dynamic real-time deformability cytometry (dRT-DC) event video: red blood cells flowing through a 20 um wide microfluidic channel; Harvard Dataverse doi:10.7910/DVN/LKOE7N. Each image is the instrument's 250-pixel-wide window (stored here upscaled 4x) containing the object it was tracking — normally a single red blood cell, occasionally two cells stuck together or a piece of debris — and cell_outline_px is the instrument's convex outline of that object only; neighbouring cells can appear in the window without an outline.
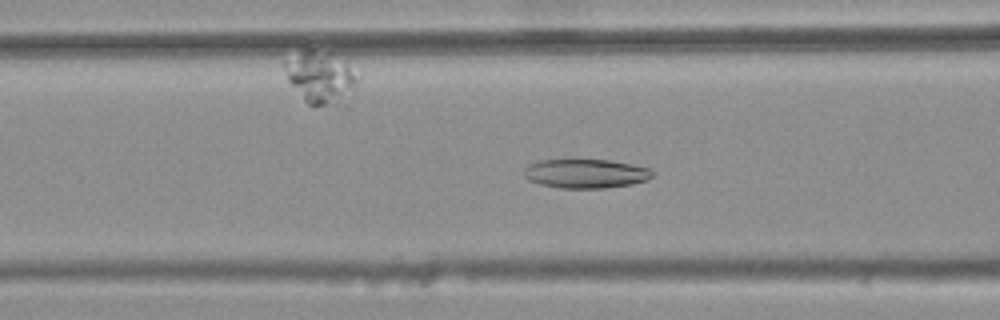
{"species": "common noctule bat (a hibernating species)", "species_latin": "Nyctalus noctula", "temperature_condition": "warm", "stored_images_in_passage": 46, "camera_frame_rate_fps": 3000, "um_per_image_px": 0.085, "animal": {"sex": "female", "body_mass_g": 25.1}, "frame": {"image": 1, "passage_image": 21, "time_ms": 6.667, "image_size_px": [1000, 320], "cell_outline_px": [[656, 172], [652, 176], [644, 180], [632, 184], [604, 188], [560, 188], [540, 184], [528, 180], [524, 176], [524, 168], [540, 160], [608, 160], [632, 164], [648, 168]], "centroid_in_image_um": [49.79, 14.76], "position_along_channel_um": 116.8, "area_um2": 21.62}}
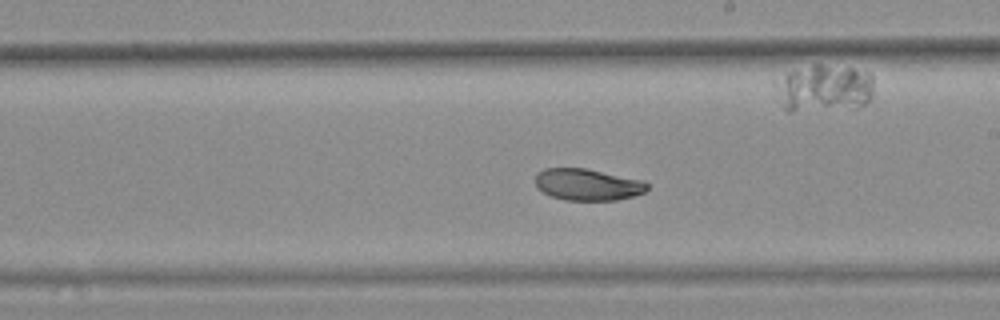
{"frame": {"image": 2, "passage_image": 31, "time_ms": 10.0, "image_size_px": [1000, 320], "cell_outline_px": [[648, 188], [644, 192], [632, 196], [616, 200], [564, 200], [548, 196], [536, 188], [536, 172], [544, 168], [584, 168], [644, 180], [648, 184]], "centroid_in_image_um": [49.9, 15.69], "position_along_channel_um": 239.1, "area_um2": 20.81}}
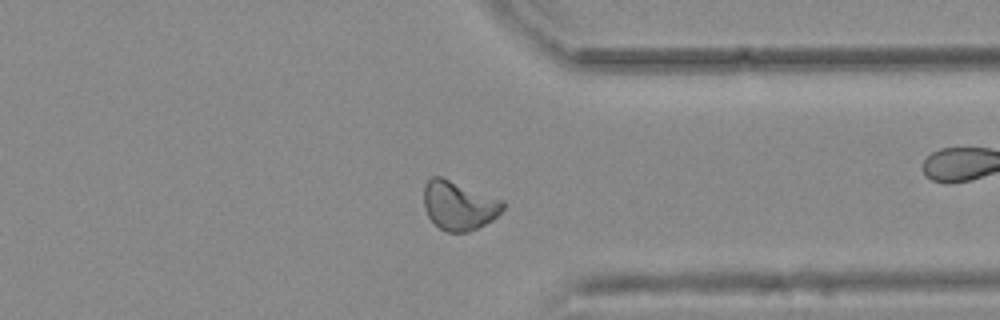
{"frame": {"image": 3, "passage_image": 42, "time_ms": 13.667, "image_size_px": [1000, 320], "cell_outline_px": [[504, 208], [492, 220], [468, 232], [444, 232], [428, 216], [424, 208], [424, 184], [432, 176], [440, 176], [504, 200]], "centroid_in_image_um": [38.99, 17.46], "position_along_channel_um": 372.4, "area_um2": 22.48}, "authors_computed_cell_mechanics": {"area_um2": 22.0507, "velocity_mm_per_s": 3.6853, "shape_relaxation_time_tau1_ms": null, "shape_relaxation_time_tau2_ms": 7.1759, "deformation_change_tau1": null, "deformation_change_tau2": 0.1072}}